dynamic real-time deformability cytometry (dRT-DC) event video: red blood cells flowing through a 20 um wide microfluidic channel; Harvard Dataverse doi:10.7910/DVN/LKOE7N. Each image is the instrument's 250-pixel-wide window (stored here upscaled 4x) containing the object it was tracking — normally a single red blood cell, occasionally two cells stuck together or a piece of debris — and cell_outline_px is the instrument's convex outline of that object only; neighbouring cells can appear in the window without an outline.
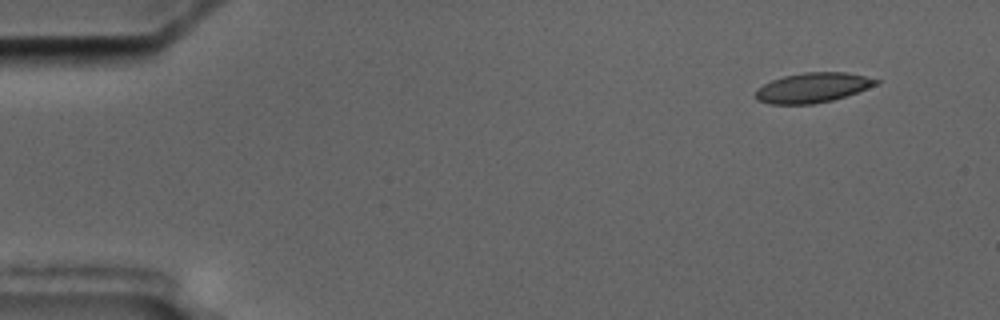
{"species": "common noctule bat (a hibernating species)", "species_latin": "Nyctalus noctula", "temperature_condition": "cold", "stored_images_in_passage": 10, "camera_frame_rate_fps": 3000, "um_per_image_px": 0.085, "animal": {"sex": "male", "body_mass_g": 17.5, "forearm_length_mm": 52.3}, "frame": {"image": 1, "passage_image": 2, "time_ms": 1.0, "image_size_px": [1000, 320], "cell_outline_px": [[880, 84], [832, 100], [812, 104], [768, 104], [756, 100], [756, 88], [772, 80], [784, 76], [804, 72], [844, 72], [864, 76], [880, 80]], "centroid_in_image_um": [69.05, 7.45], "position_along_channel_um": 15.9, "area_um2": 20.87}}
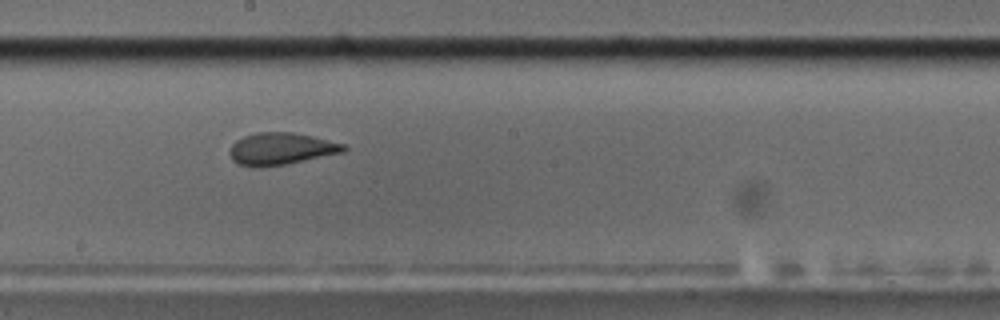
{"frame": {"image": 2, "passage_image": 9, "time_ms": 10.0, "image_size_px": [1000, 320], "cell_outline_px": [[348, 148], [344, 152], [288, 164], [256, 168], [236, 164], [232, 160], [228, 152], [232, 144], [236, 140], [244, 136], [256, 132], [292, 132], [312, 136], [344, 144]], "centroid_in_image_um": [23.85, 12.66], "position_along_channel_um": 224.3, "area_um2": 21.56}}
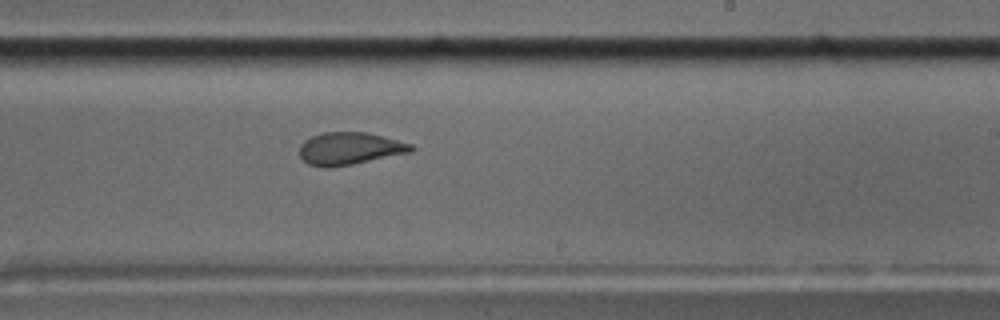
{"frame": {"image": 3, "passage_image": 10, "time_ms": 11.0, "image_size_px": [1000, 320], "cell_outline_px": [[416, 148], [412, 152], [352, 164], [308, 164], [300, 156], [300, 144], [304, 140], [312, 136], [324, 132], [368, 132], [412, 144]], "centroid_in_image_um": [29.79, 12.57], "position_along_channel_um": 259.2, "area_um2": 20.46}}